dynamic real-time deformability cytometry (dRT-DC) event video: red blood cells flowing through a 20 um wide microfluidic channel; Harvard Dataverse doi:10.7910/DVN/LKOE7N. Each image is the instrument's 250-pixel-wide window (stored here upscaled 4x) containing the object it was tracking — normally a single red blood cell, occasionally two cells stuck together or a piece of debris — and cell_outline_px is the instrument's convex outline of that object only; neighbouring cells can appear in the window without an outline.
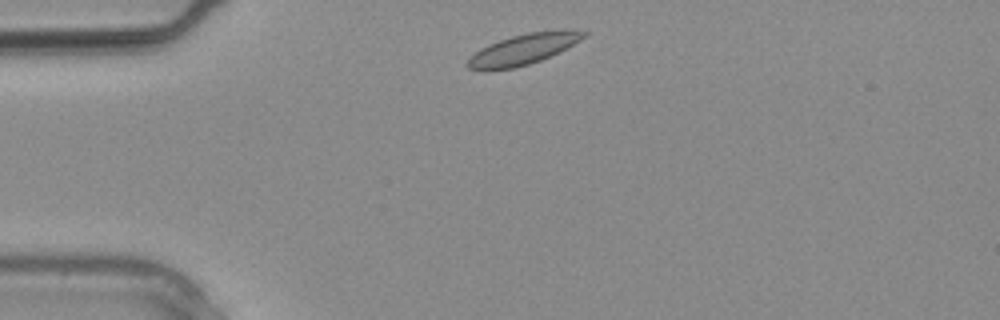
{"species": "common noctule bat (a hibernating species)", "species_latin": "Nyctalus noctula", "temperature_condition": "warm", "stored_images_in_passage": 5, "camera_frame_rate_fps": 3000, "um_per_image_px": 0.085, "animal": {"sex": "male", "body_mass_g": 20.4}, "frame": {"image": 1, "passage_image": 1, "time_ms": 0.0, "image_size_px": [1000, 320], "cell_outline_px": [[588, 32], [580, 40], [560, 52], [540, 60], [528, 64], [512, 68], [488, 72], [484, 72], [468, 68], [464, 64], [480, 48], [488, 44], [512, 36], [528, 32], [564, 28], [572, 28]], "centroid_in_image_um": [44.48, 4.18], "position_along_channel_um": 40.5, "area_um2": 21.15}}
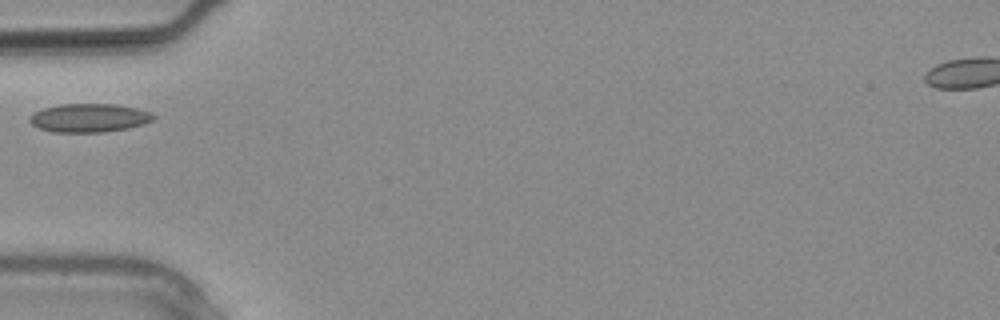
{"frame": {"image": 2, "passage_image": 4, "time_ms": 1.0, "image_size_px": [1000, 320], "cell_outline_px": [[156, 116], [152, 120], [144, 124], [128, 128], [104, 132], [52, 132], [40, 128], [32, 124], [28, 120], [28, 116], [44, 108], [60, 104], [116, 104], [136, 108], [152, 112]], "centroid_in_image_um": [7.59, 10.02], "position_along_channel_um": 77.4, "area_um2": 20.63}}